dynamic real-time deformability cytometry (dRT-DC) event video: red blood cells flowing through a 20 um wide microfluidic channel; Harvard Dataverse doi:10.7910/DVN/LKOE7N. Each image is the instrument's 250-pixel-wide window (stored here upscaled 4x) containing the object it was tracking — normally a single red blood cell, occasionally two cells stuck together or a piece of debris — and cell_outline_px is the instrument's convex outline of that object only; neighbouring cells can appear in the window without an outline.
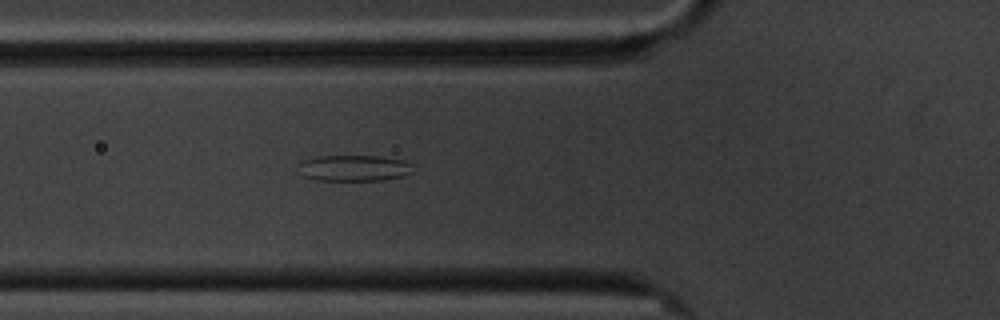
{"species": "common noctule bat (a hibernating species)", "species_latin": "Nyctalus noctula", "temperature_condition": "cold", "stored_images_in_passage": 6, "camera_frame_rate_fps": 3000, "um_per_image_px": 0.085, "animal": {"sex": "male", "body_mass_g": 20.1, "forearm_length_mm": 53.5}, "frame": {"image": 1, "passage_image": 6, "time_ms": 6.0, "image_size_px": [1000, 320], "cell_outline_px": [[416, 172], [404, 176], [380, 180], [316, 180], [304, 176], [300, 164], [300, 160], [316, 156], [376, 156], [404, 160], [412, 164]], "centroid_in_image_um": [30.16, 14.28], "position_along_channel_um": 95.6, "area_um2": 17.46}}